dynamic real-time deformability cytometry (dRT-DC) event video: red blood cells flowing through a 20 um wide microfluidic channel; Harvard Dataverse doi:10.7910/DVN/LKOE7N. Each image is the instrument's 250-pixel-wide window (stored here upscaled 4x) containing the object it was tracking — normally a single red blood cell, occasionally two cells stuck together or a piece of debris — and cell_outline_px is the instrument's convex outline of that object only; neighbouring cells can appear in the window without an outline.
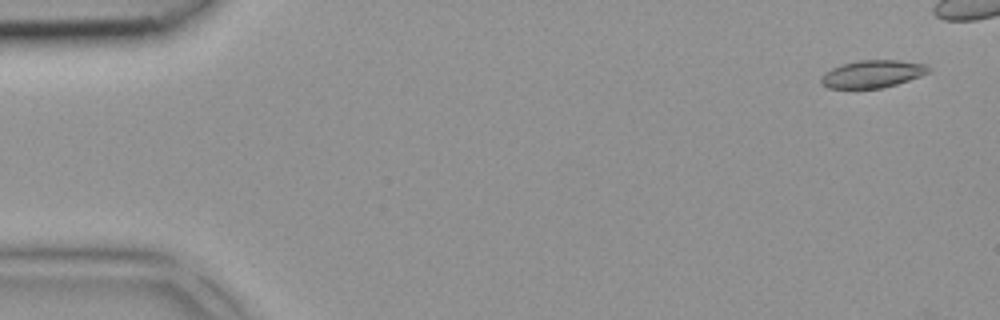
{"species": "common noctule bat (a hibernating species)", "species_latin": "Nyctalus noctula", "temperature_condition": "room temperature", "stored_images_in_passage": 6, "camera_frame_rate_fps": 3000, "um_per_image_px": 0.085, "animal": {"sex": "female", "body_mass_g": 18.4}, "frame": {"image": 1, "passage_image": 2, "time_ms": 0.333, "image_size_px": [1000, 320], "cell_outline_px": [[932, 72], [896, 84], [880, 88], [828, 88], [820, 84], [820, 76], [824, 72], [840, 64], [860, 60], [900, 60], [924, 64]], "centroid_in_image_um": [74.11, 6.28], "position_along_channel_um": 10.9, "area_um2": 17.28}}